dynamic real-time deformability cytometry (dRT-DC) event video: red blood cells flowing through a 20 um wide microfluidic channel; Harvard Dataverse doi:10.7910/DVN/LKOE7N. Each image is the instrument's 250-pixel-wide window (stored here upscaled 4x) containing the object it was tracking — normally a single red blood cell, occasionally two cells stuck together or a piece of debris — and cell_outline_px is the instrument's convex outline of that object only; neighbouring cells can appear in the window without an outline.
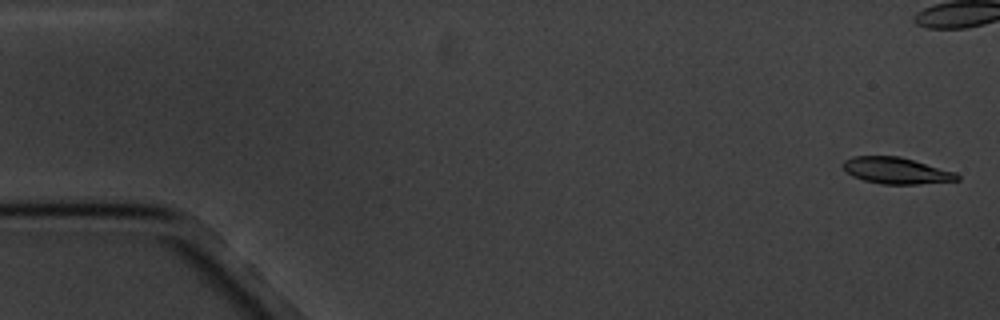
{"species": "common noctule bat (a hibernating species)", "species_latin": "Nyctalus noctula", "temperature_condition": "cold", "stored_images_in_passage": 12, "segment_of_instrument_passage": [1, 2], "camera_frame_rate_fps": 3000, "um_per_image_px": 0.085, "animal": {"sex": "male", "body_mass_g": 20.1, "forearm_length_mm": 53.5}, "frame": {"image": 1, "passage_image": 1, "time_ms": 0.0, "image_size_px": [1000, 320], "cell_outline_px": [[960, 180], [920, 184], [880, 184], [864, 180], [852, 176], [840, 164], [844, 160], [852, 156], [900, 156], [956, 172], [960, 176]], "centroid_in_image_um": [76.18, 14.5], "position_along_channel_um": 8.8, "area_um2": 17.69}}
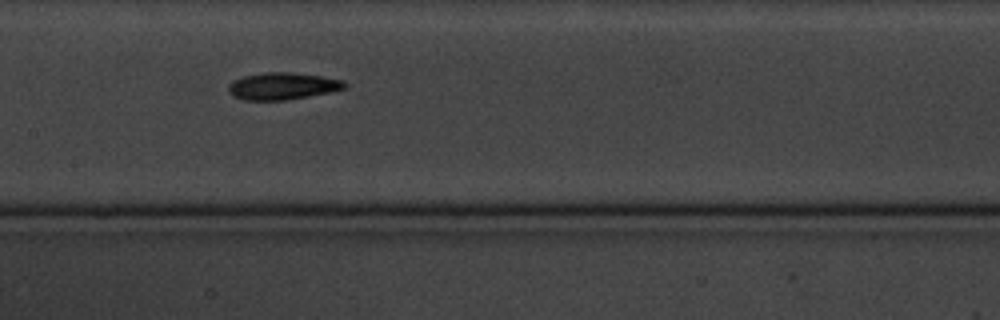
{"frame": {"image": 2, "passage_image": 9, "time_ms": 10.0, "image_size_px": [1000, 320], "cell_outline_px": [[348, 88], [332, 92], [284, 100], [244, 100], [232, 96], [228, 92], [228, 84], [232, 80], [244, 76], [264, 72], [292, 72], [320, 76], [344, 80], [348, 84]], "centroid_in_image_um": [24.02, 7.31], "position_along_channel_um": 183.4, "area_um2": 18.55}}
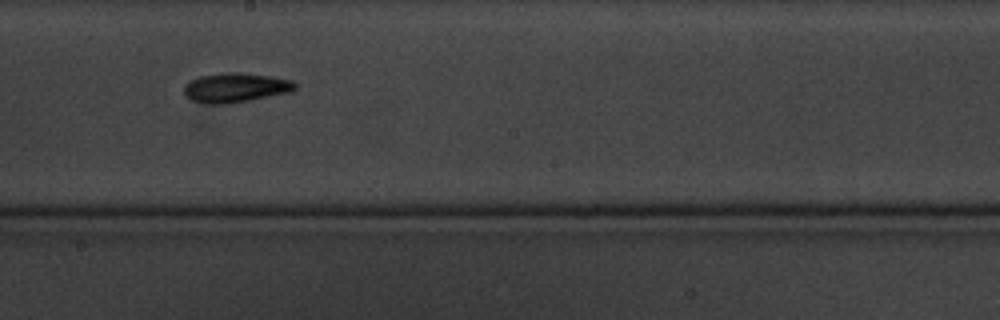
{"frame": {"image": 3, "passage_image": 10, "time_ms": 11.333, "image_size_px": [1000, 320], "cell_outline_px": [[296, 88], [292, 92], [248, 100], [224, 104], [212, 104], [192, 100], [184, 96], [184, 84], [200, 76], [228, 72], [240, 72], [272, 76], [292, 80], [296, 84]], "centroid_in_image_um": [20.03, 7.44], "position_along_channel_um": 228.2, "area_um2": 19.02}}